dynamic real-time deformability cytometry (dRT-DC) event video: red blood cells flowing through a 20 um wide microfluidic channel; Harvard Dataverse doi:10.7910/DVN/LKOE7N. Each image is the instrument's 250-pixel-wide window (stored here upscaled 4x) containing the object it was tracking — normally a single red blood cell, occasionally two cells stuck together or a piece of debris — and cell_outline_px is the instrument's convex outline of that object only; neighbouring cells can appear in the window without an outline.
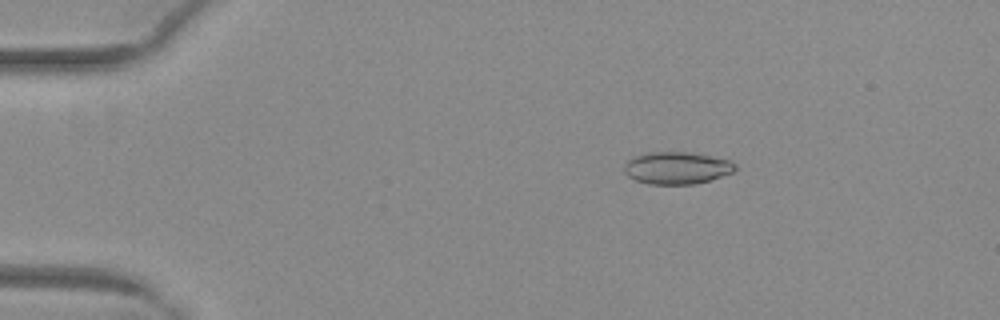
{"species": "common noctule bat (a hibernating species)", "species_latin": "Nyctalus noctula", "temperature_condition": "warm", "stored_images_in_passage": 52, "camera_frame_rate_fps": 3000, "um_per_image_px": 0.085, "animal": {"sex": "female", "body_mass_g": 29.2, "forearm_length_mm": 56.3}, "frame": {"image": 1, "passage_image": 10, "time_ms": 3.0, "image_size_px": [1000, 320], "cell_outline_px": [[736, 168], [732, 172], [712, 180], [692, 184], [648, 184], [636, 180], [628, 176], [624, 172], [624, 164], [628, 160], [636, 156], [648, 152], [688, 152], [712, 156], [732, 160], [736, 164]], "centroid_in_image_um": [57.55, 14.27], "position_along_channel_um": 27.5, "area_um2": 20.92}}
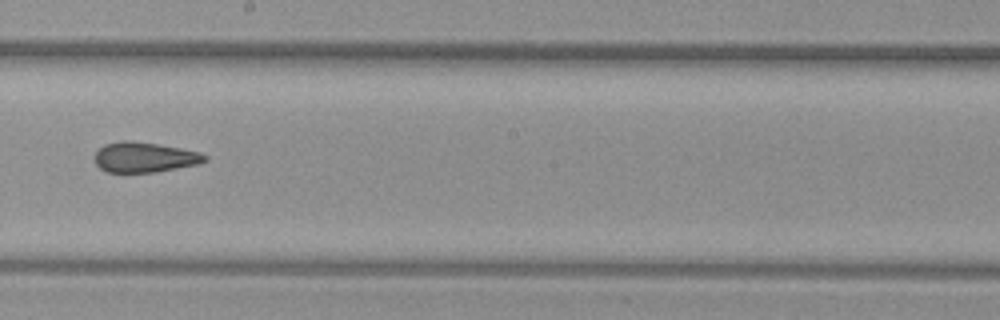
{"frame": {"image": 2, "passage_image": 31, "time_ms": 10.0, "image_size_px": [1000, 320], "cell_outline_px": [[208, 160], [200, 164], [156, 172], [104, 172], [96, 164], [92, 156], [104, 144], [124, 140], [132, 140], [180, 148], [200, 152], [208, 156]], "centroid_in_image_um": [12.28, 13.37], "position_along_channel_um": 235.9, "area_um2": 19.59}}
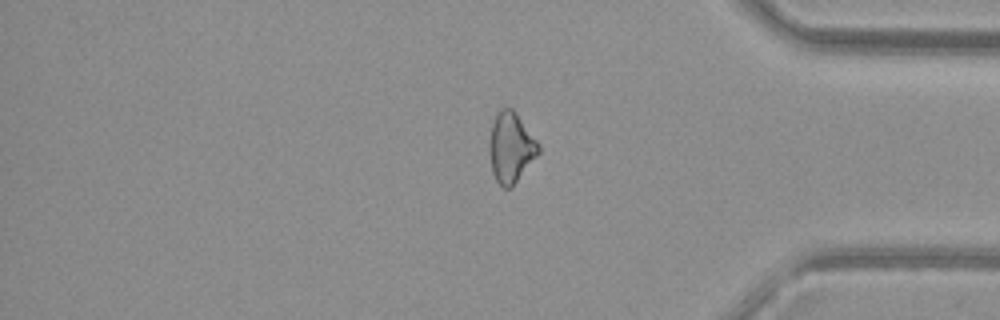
{"frame": {"image": 3, "passage_image": 44, "time_ms": 14.333, "image_size_px": [1000, 320], "cell_outline_px": [[540, 152], [512, 188], [504, 188], [496, 180], [492, 172], [488, 148], [488, 144], [492, 124], [496, 116], [504, 108], [512, 108], [516, 112], [540, 144]], "centroid_in_image_um": [43.43, 12.56], "position_along_channel_um": 391.8, "area_um2": 20.17}, "authors_computed_cell_mechanics": {"area_um2": 20.7213, "velocity_mm_per_s": 4.052, "shape_relaxation_time_tau1_ms": null, "shape_relaxation_time_tau2_ms": 2.7435, "deformation_change_tau1": null, "deformation_change_tau2": 0.0873}}